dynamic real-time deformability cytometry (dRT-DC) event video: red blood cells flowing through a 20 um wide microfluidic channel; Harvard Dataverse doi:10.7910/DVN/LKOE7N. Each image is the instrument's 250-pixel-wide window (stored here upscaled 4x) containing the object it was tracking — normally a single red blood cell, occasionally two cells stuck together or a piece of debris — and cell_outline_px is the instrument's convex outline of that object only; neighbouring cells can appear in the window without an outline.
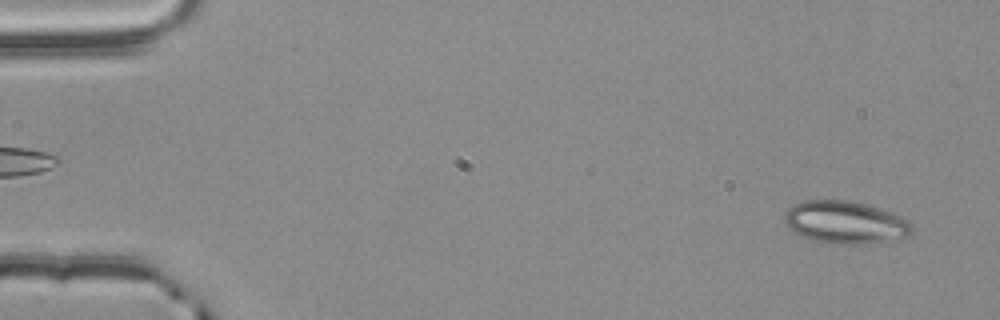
{"species": "common noctule bat (a hibernating species)", "species_latin": "Nyctalus noctula", "temperature_condition": "room temperature", "stored_images_in_passage": 56, "segment_of_instrument_passage": [1, 2], "camera_frame_rate_fps": 3000, "um_per_image_px": 0.085, "animal": {"sex": "male", "body_mass_g": 20.4}, "frame": {"image": 1, "passage_image": 3, "time_ms": 0.667, "image_size_px": [1000, 320], "cell_outline_px": [[912, 232], [908, 236], [888, 240], [860, 244], [828, 244], [792, 232], [788, 228], [784, 220], [784, 212], [792, 204], [804, 200], [848, 200], [864, 204], [900, 216], [908, 220], [912, 224]], "centroid_in_image_um": [71.79, 18.89], "position_along_channel_um": 13.2, "area_um2": 31.44}}
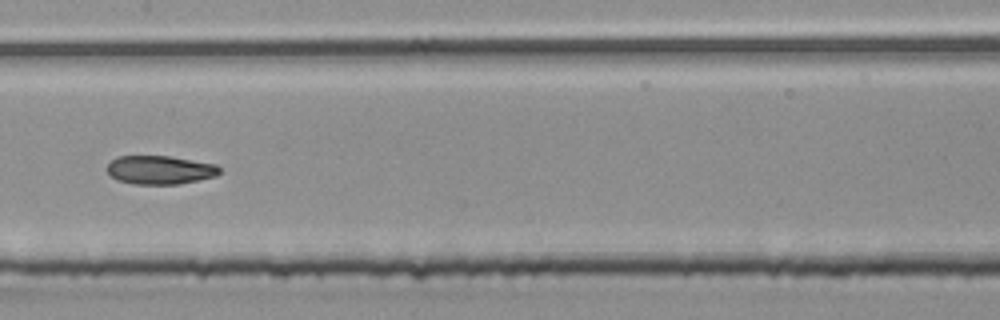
{"frame": {"image": 2, "passage_image": 28, "time_ms": 9.0, "image_size_px": [1000, 320], "cell_outline_px": [[220, 172], [216, 176], [200, 180], [180, 184], [136, 184], [116, 180], [108, 172], [108, 164], [116, 156], [168, 156], [216, 164], [220, 168]], "centroid_in_image_um": [13.61, 14.45], "position_along_channel_um": 193.8, "area_um2": 18.73}}
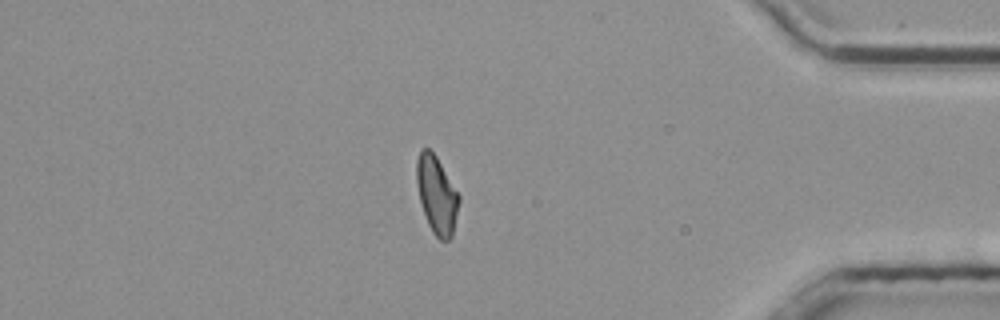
{"frame": {"image": 3, "passage_image": 47, "time_ms": 15.333, "image_size_px": [1000, 320], "cell_outline_px": [[460, 200], [452, 236], [448, 240], [440, 240], [432, 232], [428, 224], [420, 200], [416, 180], [416, 160], [420, 148], [428, 148], [436, 156], [460, 196]], "centroid_in_image_um": [37.11, 16.55], "position_along_channel_um": 398.1, "area_um2": 19.02}}